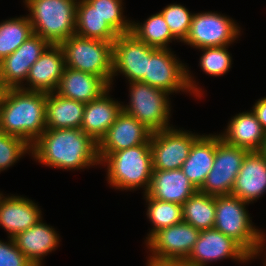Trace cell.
<instances>
[{"instance_id": "cell-10", "label": "cell", "mask_w": 266, "mask_h": 266, "mask_svg": "<svg viewBox=\"0 0 266 266\" xmlns=\"http://www.w3.org/2000/svg\"><path fill=\"white\" fill-rule=\"evenodd\" d=\"M199 234L200 230L183 221L160 229L145 240L152 254L148 259L184 262L190 255Z\"/></svg>"}, {"instance_id": "cell-8", "label": "cell", "mask_w": 266, "mask_h": 266, "mask_svg": "<svg viewBox=\"0 0 266 266\" xmlns=\"http://www.w3.org/2000/svg\"><path fill=\"white\" fill-rule=\"evenodd\" d=\"M186 67V68H185ZM187 66L173 55L171 50L157 49L147 59V74L141 82L171 94L186 91L201 98L203 92L193 81Z\"/></svg>"}, {"instance_id": "cell-34", "label": "cell", "mask_w": 266, "mask_h": 266, "mask_svg": "<svg viewBox=\"0 0 266 266\" xmlns=\"http://www.w3.org/2000/svg\"><path fill=\"white\" fill-rule=\"evenodd\" d=\"M172 35L181 42L188 36L193 15L181 4L167 5L160 11Z\"/></svg>"}, {"instance_id": "cell-15", "label": "cell", "mask_w": 266, "mask_h": 266, "mask_svg": "<svg viewBox=\"0 0 266 266\" xmlns=\"http://www.w3.org/2000/svg\"><path fill=\"white\" fill-rule=\"evenodd\" d=\"M51 44L37 34L26 39L17 50L0 62V79L9 88L24 87L31 66Z\"/></svg>"}, {"instance_id": "cell-19", "label": "cell", "mask_w": 266, "mask_h": 266, "mask_svg": "<svg viewBox=\"0 0 266 266\" xmlns=\"http://www.w3.org/2000/svg\"><path fill=\"white\" fill-rule=\"evenodd\" d=\"M41 215L38 205L28 198L4 195L0 198V226L8 232L9 238L36 224Z\"/></svg>"}, {"instance_id": "cell-3", "label": "cell", "mask_w": 266, "mask_h": 266, "mask_svg": "<svg viewBox=\"0 0 266 266\" xmlns=\"http://www.w3.org/2000/svg\"><path fill=\"white\" fill-rule=\"evenodd\" d=\"M248 204L232 195L215 196L214 229L237 242L249 254L250 260L263 252L266 236L253 227L245 207Z\"/></svg>"}, {"instance_id": "cell-35", "label": "cell", "mask_w": 266, "mask_h": 266, "mask_svg": "<svg viewBox=\"0 0 266 266\" xmlns=\"http://www.w3.org/2000/svg\"><path fill=\"white\" fill-rule=\"evenodd\" d=\"M31 146L21 138L8 135L0 128V172L14 165Z\"/></svg>"}, {"instance_id": "cell-12", "label": "cell", "mask_w": 266, "mask_h": 266, "mask_svg": "<svg viewBox=\"0 0 266 266\" xmlns=\"http://www.w3.org/2000/svg\"><path fill=\"white\" fill-rule=\"evenodd\" d=\"M188 132L175 129L173 126L152 132L150 149L153 170H174L182 167L191 146L201 136Z\"/></svg>"}, {"instance_id": "cell-18", "label": "cell", "mask_w": 266, "mask_h": 266, "mask_svg": "<svg viewBox=\"0 0 266 266\" xmlns=\"http://www.w3.org/2000/svg\"><path fill=\"white\" fill-rule=\"evenodd\" d=\"M265 192L266 157L260 151H250L236 176L231 195L251 203Z\"/></svg>"}, {"instance_id": "cell-29", "label": "cell", "mask_w": 266, "mask_h": 266, "mask_svg": "<svg viewBox=\"0 0 266 266\" xmlns=\"http://www.w3.org/2000/svg\"><path fill=\"white\" fill-rule=\"evenodd\" d=\"M130 33L147 45L159 49H168L169 42L177 40L160 12L151 15L143 24L132 21Z\"/></svg>"}, {"instance_id": "cell-1", "label": "cell", "mask_w": 266, "mask_h": 266, "mask_svg": "<svg viewBox=\"0 0 266 266\" xmlns=\"http://www.w3.org/2000/svg\"><path fill=\"white\" fill-rule=\"evenodd\" d=\"M31 155L43 165L85 169L100 164L98 143L81 129H46L31 146Z\"/></svg>"}, {"instance_id": "cell-6", "label": "cell", "mask_w": 266, "mask_h": 266, "mask_svg": "<svg viewBox=\"0 0 266 266\" xmlns=\"http://www.w3.org/2000/svg\"><path fill=\"white\" fill-rule=\"evenodd\" d=\"M59 46L64 53L65 67L102 77L113 82V42L72 35Z\"/></svg>"}, {"instance_id": "cell-13", "label": "cell", "mask_w": 266, "mask_h": 266, "mask_svg": "<svg viewBox=\"0 0 266 266\" xmlns=\"http://www.w3.org/2000/svg\"><path fill=\"white\" fill-rule=\"evenodd\" d=\"M157 49L130 32L118 35L113 42L112 78L121 73L129 82H141L147 74V59Z\"/></svg>"}, {"instance_id": "cell-22", "label": "cell", "mask_w": 266, "mask_h": 266, "mask_svg": "<svg viewBox=\"0 0 266 266\" xmlns=\"http://www.w3.org/2000/svg\"><path fill=\"white\" fill-rule=\"evenodd\" d=\"M110 87L102 77L65 67L55 92L86 104L100 97Z\"/></svg>"}, {"instance_id": "cell-37", "label": "cell", "mask_w": 266, "mask_h": 266, "mask_svg": "<svg viewBox=\"0 0 266 266\" xmlns=\"http://www.w3.org/2000/svg\"><path fill=\"white\" fill-rule=\"evenodd\" d=\"M252 111L266 131V97L259 99L255 105H253Z\"/></svg>"}, {"instance_id": "cell-30", "label": "cell", "mask_w": 266, "mask_h": 266, "mask_svg": "<svg viewBox=\"0 0 266 266\" xmlns=\"http://www.w3.org/2000/svg\"><path fill=\"white\" fill-rule=\"evenodd\" d=\"M28 16L10 18L0 23V62L33 35Z\"/></svg>"}, {"instance_id": "cell-11", "label": "cell", "mask_w": 266, "mask_h": 266, "mask_svg": "<svg viewBox=\"0 0 266 266\" xmlns=\"http://www.w3.org/2000/svg\"><path fill=\"white\" fill-rule=\"evenodd\" d=\"M240 27L233 19L215 12L194 13L183 41L193 48L229 46L238 38Z\"/></svg>"}, {"instance_id": "cell-36", "label": "cell", "mask_w": 266, "mask_h": 266, "mask_svg": "<svg viewBox=\"0 0 266 266\" xmlns=\"http://www.w3.org/2000/svg\"><path fill=\"white\" fill-rule=\"evenodd\" d=\"M0 240V266H35L16 246L13 238Z\"/></svg>"}, {"instance_id": "cell-14", "label": "cell", "mask_w": 266, "mask_h": 266, "mask_svg": "<svg viewBox=\"0 0 266 266\" xmlns=\"http://www.w3.org/2000/svg\"><path fill=\"white\" fill-rule=\"evenodd\" d=\"M223 258H232L244 263L249 261V254L233 239L213 228L200 230L198 240L184 264L205 266Z\"/></svg>"}, {"instance_id": "cell-17", "label": "cell", "mask_w": 266, "mask_h": 266, "mask_svg": "<svg viewBox=\"0 0 266 266\" xmlns=\"http://www.w3.org/2000/svg\"><path fill=\"white\" fill-rule=\"evenodd\" d=\"M65 68L64 53L59 45H50L31 66L24 90L53 93L56 91Z\"/></svg>"}, {"instance_id": "cell-25", "label": "cell", "mask_w": 266, "mask_h": 266, "mask_svg": "<svg viewBox=\"0 0 266 266\" xmlns=\"http://www.w3.org/2000/svg\"><path fill=\"white\" fill-rule=\"evenodd\" d=\"M216 135H201L191 146L188 158L181 169L188 180L199 190L213 167Z\"/></svg>"}, {"instance_id": "cell-9", "label": "cell", "mask_w": 266, "mask_h": 266, "mask_svg": "<svg viewBox=\"0 0 266 266\" xmlns=\"http://www.w3.org/2000/svg\"><path fill=\"white\" fill-rule=\"evenodd\" d=\"M248 152L225 143L217 134L213 167L199 191L213 196L231 195L236 176Z\"/></svg>"}, {"instance_id": "cell-2", "label": "cell", "mask_w": 266, "mask_h": 266, "mask_svg": "<svg viewBox=\"0 0 266 266\" xmlns=\"http://www.w3.org/2000/svg\"><path fill=\"white\" fill-rule=\"evenodd\" d=\"M47 93L9 88L0 108V128L30 146L46 130Z\"/></svg>"}, {"instance_id": "cell-4", "label": "cell", "mask_w": 266, "mask_h": 266, "mask_svg": "<svg viewBox=\"0 0 266 266\" xmlns=\"http://www.w3.org/2000/svg\"><path fill=\"white\" fill-rule=\"evenodd\" d=\"M98 155L100 163L107 165L110 186L127 191L143 187L147 192L153 172L150 144Z\"/></svg>"}, {"instance_id": "cell-26", "label": "cell", "mask_w": 266, "mask_h": 266, "mask_svg": "<svg viewBox=\"0 0 266 266\" xmlns=\"http://www.w3.org/2000/svg\"><path fill=\"white\" fill-rule=\"evenodd\" d=\"M85 103L48 93L46 98V129L81 128Z\"/></svg>"}, {"instance_id": "cell-40", "label": "cell", "mask_w": 266, "mask_h": 266, "mask_svg": "<svg viewBox=\"0 0 266 266\" xmlns=\"http://www.w3.org/2000/svg\"><path fill=\"white\" fill-rule=\"evenodd\" d=\"M260 152L266 157V136H265L264 143H263V146Z\"/></svg>"}, {"instance_id": "cell-33", "label": "cell", "mask_w": 266, "mask_h": 266, "mask_svg": "<svg viewBox=\"0 0 266 266\" xmlns=\"http://www.w3.org/2000/svg\"><path fill=\"white\" fill-rule=\"evenodd\" d=\"M228 46L201 48L200 67L208 75L221 76L231 68L232 57L228 52Z\"/></svg>"}, {"instance_id": "cell-28", "label": "cell", "mask_w": 266, "mask_h": 266, "mask_svg": "<svg viewBox=\"0 0 266 266\" xmlns=\"http://www.w3.org/2000/svg\"><path fill=\"white\" fill-rule=\"evenodd\" d=\"M183 222L198 230L214 228L215 196L197 190L182 204Z\"/></svg>"}, {"instance_id": "cell-31", "label": "cell", "mask_w": 266, "mask_h": 266, "mask_svg": "<svg viewBox=\"0 0 266 266\" xmlns=\"http://www.w3.org/2000/svg\"><path fill=\"white\" fill-rule=\"evenodd\" d=\"M144 196L148 203L146 215L153 226L146 239L160 229L179 224L183 221L181 204L161 201L146 195Z\"/></svg>"}, {"instance_id": "cell-39", "label": "cell", "mask_w": 266, "mask_h": 266, "mask_svg": "<svg viewBox=\"0 0 266 266\" xmlns=\"http://www.w3.org/2000/svg\"><path fill=\"white\" fill-rule=\"evenodd\" d=\"M9 87L0 79V108L4 103Z\"/></svg>"}, {"instance_id": "cell-38", "label": "cell", "mask_w": 266, "mask_h": 266, "mask_svg": "<svg viewBox=\"0 0 266 266\" xmlns=\"http://www.w3.org/2000/svg\"><path fill=\"white\" fill-rule=\"evenodd\" d=\"M147 266H187L184 262H172V261H156L149 259Z\"/></svg>"}, {"instance_id": "cell-20", "label": "cell", "mask_w": 266, "mask_h": 266, "mask_svg": "<svg viewBox=\"0 0 266 266\" xmlns=\"http://www.w3.org/2000/svg\"><path fill=\"white\" fill-rule=\"evenodd\" d=\"M196 191L197 188L188 180L181 168L153 170L149 188L144 195L182 205Z\"/></svg>"}, {"instance_id": "cell-23", "label": "cell", "mask_w": 266, "mask_h": 266, "mask_svg": "<svg viewBox=\"0 0 266 266\" xmlns=\"http://www.w3.org/2000/svg\"><path fill=\"white\" fill-rule=\"evenodd\" d=\"M229 122L226 131L219 134L225 143L249 152L262 149L266 131L252 110L235 115Z\"/></svg>"}, {"instance_id": "cell-27", "label": "cell", "mask_w": 266, "mask_h": 266, "mask_svg": "<svg viewBox=\"0 0 266 266\" xmlns=\"http://www.w3.org/2000/svg\"><path fill=\"white\" fill-rule=\"evenodd\" d=\"M76 35L114 42L118 34L86 0H78L76 7Z\"/></svg>"}, {"instance_id": "cell-21", "label": "cell", "mask_w": 266, "mask_h": 266, "mask_svg": "<svg viewBox=\"0 0 266 266\" xmlns=\"http://www.w3.org/2000/svg\"><path fill=\"white\" fill-rule=\"evenodd\" d=\"M109 88L97 99L85 104L81 130L97 143L106 135L122 111V104L110 98Z\"/></svg>"}, {"instance_id": "cell-24", "label": "cell", "mask_w": 266, "mask_h": 266, "mask_svg": "<svg viewBox=\"0 0 266 266\" xmlns=\"http://www.w3.org/2000/svg\"><path fill=\"white\" fill-rule=\"evenodd\" d=\"M59 238L55 229L43 223L41 218L36 224L17 234L13 240L35 266H42L43 257L58 247Z\"/></svg>"}, {"instance_id": "cell-32", "label": "cell", "mask_w": 266, "mask_h": 266, "mask_svg": "<svg viewBox=\"0 0 266 266\" xmlns=\"http://www.w3.org/2000/svg\"><path fill=\"white\" fill-rule=\"evenodd\" d=\"M102 16L110 27L118 34L131 31L132 21L123 16L122 0H86Z\"/></svg>"}, {"instance_id": "cell-5", "label": "cell", "mask_w": 266, "mask_h": 266, "mask_svg": "<svg viewBox=\"0 0 266 266\" xmlns=\"http://www.w3.org/2000/svg\"><path fill=\"white\" fill-rule=\"evenodd\" d=\"M33 33L59 45L76 34L78 0H25Z\"/></svg>"}, {"instance_id": "cell-16", "label": "cell", "mask_w": 266, "mask_h": 266, "mask_svg": "<svg viewBox=\"0 0 266 266\" xmlns=\"http://www.w3.org/2000/svg\"><path fill=\"white\" fill-rule=\"evenodd\" d=\"M151 134L152 131L143 123L122 110L98 143V154H111L141 144H150Z\"/></svg>"}, {"instance_id": "cell-7", "label": "cell", "mask_w": 266, "mask_h": 266, "mask_svg": "<svg viewBox=\"0 0 266 266\" xmlns=\"http://www.w3.org/2000/svg\"><path fill=\"white\" fill-rule=\"evenodd\" d=\"M129 85V105H122V110L152 132L171 128L170 94L143 82H129Z\"/></svg>"}]
</instances>
